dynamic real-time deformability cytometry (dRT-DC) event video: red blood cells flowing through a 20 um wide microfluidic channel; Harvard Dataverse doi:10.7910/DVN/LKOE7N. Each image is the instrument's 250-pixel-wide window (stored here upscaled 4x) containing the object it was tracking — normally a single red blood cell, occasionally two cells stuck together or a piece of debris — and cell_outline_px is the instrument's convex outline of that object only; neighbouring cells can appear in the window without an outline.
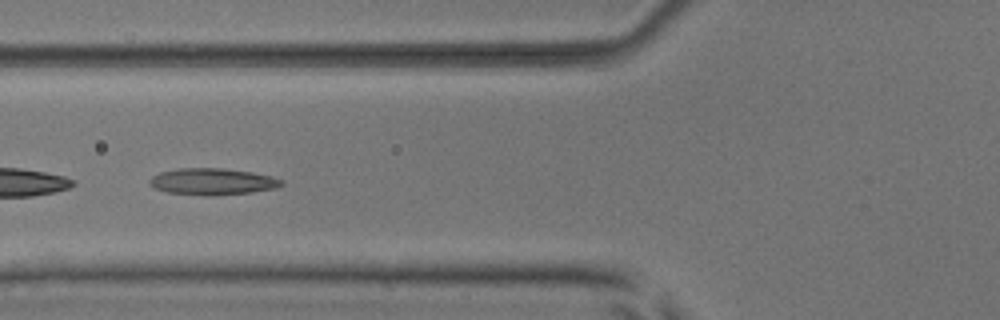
{"species": "common noctule bat (a hibernating species)", "species_latin": "Nyctalus noctula", "temperature_condition": "room temperature", "stored_images_in_passage": 29, "camera_frame_rate_fps": 3000, "um_per_image_px": 0.085, "animal": {"sex": "male", "body_mass_g": 17.9, "forearm_length_mm": 54.2}, "frame": {"image": 1, "passage_image": 5, "time_ms": 1.333, "image_size_px": [1000, 320], "cell_outline_px": [[284, 184], [276, 188], [252, 192], [212, 196], [208, 196], [168, 192], [156, 188], [148, 184], [148, 180], [152, 176], [160, 172], [176, 168], [224, 168], [252, 172], [272, 176], [284, 180]], "centroid_in_image_um": [18.07, 15.43], "position_along_channel_um": 107.7, "area_um2": 20.63}}
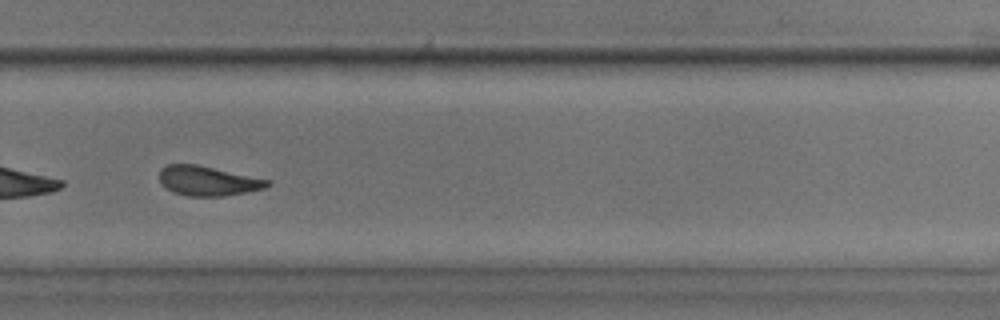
{"frame": {"image": 2, "passage_image": 21, "time_ms": 6.667, "image_size_px": [1000, 320], "cell_outline_px": [[272, 184], [264, 188], [224, 196], [188, 196], [176, 192], [168, 188], [160, 180], [160, 168], [168, 164], [196, 164], [268, 180]], "centroid_in_image_um": [17.65, 15.37], "position_along_channel_um": 312.1, "area_um2": 18.15}, "authors_computed_cell_mechanics": {"area_um2": 19.3052, "velocity_mm_per_s": 3.8456, "shape_relaxation_time_tau1_ms": 6.5169, "shape_relaxation_time_tau2_ms": 3.6853, "deformation_change_tau1": 0.1766, "deformation_change_tau2": 0.1188}}